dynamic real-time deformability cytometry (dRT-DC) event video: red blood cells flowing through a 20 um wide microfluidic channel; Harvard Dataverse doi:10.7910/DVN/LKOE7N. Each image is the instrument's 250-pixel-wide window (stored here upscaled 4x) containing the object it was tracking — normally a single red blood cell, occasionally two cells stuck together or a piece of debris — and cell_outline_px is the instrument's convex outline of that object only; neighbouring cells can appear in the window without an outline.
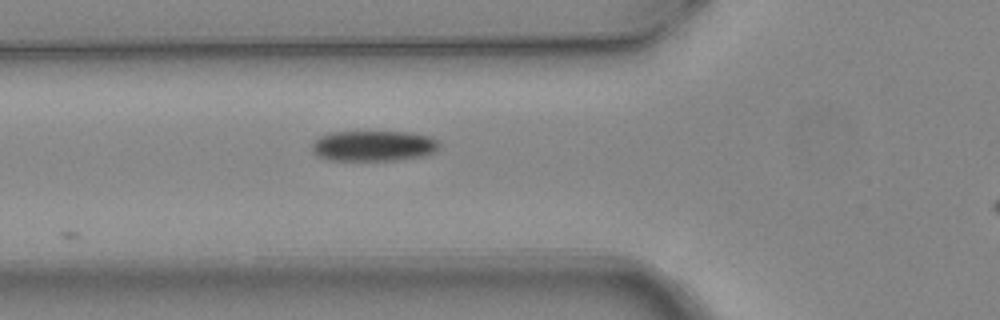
{"species": "common noctule bat (a hibernating species)", "species_latin": "Nyctalus noctula", "temperature_condition": "warm", "stored_images_in_passage": 3, "camera_frame_rate_fps": 3000, "um_per_image_px": 0.085, "animal": {"sex": "female", "body_mass_g": 24.6, "forearm_length_mm": 56.2}, "frame": {"image": 1, "passage_image": 3, "time_ms": 0.667, "image_size_px": [1000, 320], "cell_outline_px": [[440, 148], [436, 152], [420, 156], [396, 160], [328, 160], [316, 156], [312, 152], [312, 144], [320, 136], [328, 132], [408, 132], [432, 136], [440, 144]], "centroid_in_image_um": [31.75, 12.4], "position_along_channel_um": 94.1, "area_um2": 22.83}}